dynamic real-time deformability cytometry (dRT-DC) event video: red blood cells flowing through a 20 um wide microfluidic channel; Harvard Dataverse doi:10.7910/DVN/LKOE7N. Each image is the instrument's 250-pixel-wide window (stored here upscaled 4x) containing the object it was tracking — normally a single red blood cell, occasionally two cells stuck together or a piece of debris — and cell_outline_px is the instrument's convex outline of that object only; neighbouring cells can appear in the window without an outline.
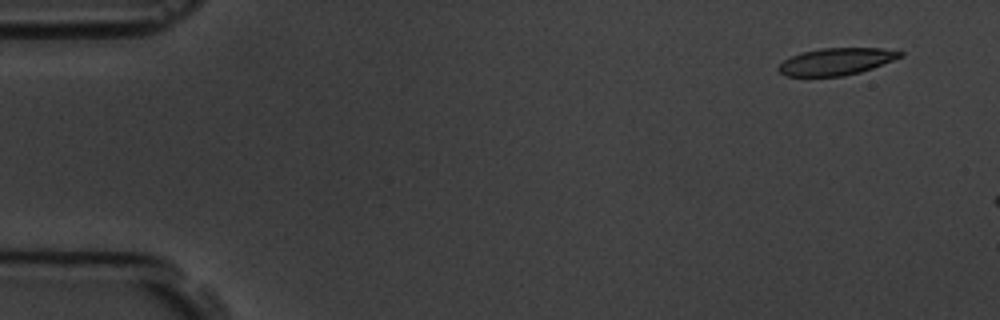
{"species": "common noctule bat (a hibernating species)", "species_latin": "Nyctalus noctula", "temperature_condition": "room temperature", "stored_images_in_passage": 3, "camera_frame_rate_fps": 3000, "um_per_image_px": 0.085, "animal": {"sex": "male", "body_mass_g": 19.5, "forearm_length_mm": 54.6}, "frame": {"image": 1, "passage_image": 1, "time_ms": 0.0, "image_size_px": [1000, 320], "cell_outline_px": [[904, 56], [872, 68], [860, 72], [844, 76], [784, 76], [776, 68], [784, 60], [792, 56], [804, 52], [820, 48], [880, 48], [904, 52]], "centroid_in_image_um": [71.09, 5.23], "position_along_channel_um": 13.9, "area_um2": 19.07}}